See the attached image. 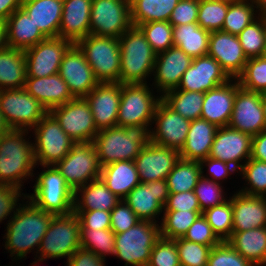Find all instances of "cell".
<instances>
[{"instance_id": "6da1fadb", "label": "cell", "mask_w": 266, "mask_h": 266, "mask_svg": "<svg viewBox=\"0 0 266 266\" xmlns=\"http://www.w3.org/2000/svg\"><path fill=\"white\" fill-rule=\"evenodd\" d=\"M25 203H18L13 217L6 224L4 247L11 257L15 256L12 261L27 258L26 255L35 249L37 256L41 241L54 216L37 208L29 200Z\"/></svg>"}, {"instance_id": "7a4b0ae2", "label": "cell", "mask_w": 266, "mask_h": 266, "mask_svg": "<svg viewBox=\"0 0 266 266\" xmlns=\"http://www.w3.org/2000/svg\"><path fill=\"white\" fill-rule=\"evenodd\" d=\"M28 130L10 129L0 135V184L23 187V180L34 177L37 166L34 142L26 141ZM26 178V179H25Z\"/></svg>"}, {"instance_id": "3957f363", "label": "cell", "mask_w": 266, "mask_h": 266, "mask_svg": "<svg viewBox=\"0 0 266 266\" xmlns=\"http://www.w3.org/2000/svg\"><path fill=\"white\" fill-rule=\"evenodd\" d=\"M149 127L152 124L114 126L99 130L93 143L100 166L116 161H134L141 149L151 142Z\"/></svg>"}, {"instance_id": "277c9868", "label": "cell", "mask_w": 266, "mask_h": 266, "mask_svg": "<svg viewBox=\"0 0 266 266\" xmlns=\"http://www.w3.org/2000/svg\"><path fill=\"white\" fill-rule=\"evenodd\" d=\"M120 84H146L153 75L157 54L137 26H131L120 38Z\"/></svg>"}, {"instance_id": "5b68a950", "label": "cell", "mask_w": 266, "mask_h": 266, "mask_svg": "<svg viewBox=\"0 0 266 266\" xmlns=\"http://www.w3.org/2000/svg\"><path fill=\"white\" fill-rule=\"evenodd\" d=\"M45 170L36 176L34 192L26 194L37 208L53 215H67L74 211L75 191L66 183L65 178L54 165L42 166Z\"/></svg>"}, {"instance_id": "8992f818", "label": "cell", "mask_w": 266, "mask_h": 266, "mask_svg": "<svg viewBox=\"0 0 266 266\" xmlns=\"http://www.w3.org/2000/svg\"><path fill=\"white\" fill-rule=\"evenodd\" d=\"M80 220L72 212L67 215H54L45 233L39 250L38 256L31 266H37L38 262L52 258H66L80 248Z\"/></svg>"}, {"instance_id": "52a82bcc", "label": "cell", "mask_w": 266, "mask_h": 266, "mask_svg": "<svg viewBox=\"0 0 266 266\" xmlns=\"http://www.w3.org/2000/svg\"><path fill=\"white\" fill-rule=\"evenodd\" d=\"M76 45L84 53L99 83H119L121 71L119 38L89 34Z\"/></svg>"}, {"instance_id": "ba28073f", "label": "cell", "mask_w": 266, "mask_h": 266, "mask_svg": "<svg viewBox=\"0 0 266 266\" xmlns=\"http://www.w3.org/2000/svg\"><path fill=\"white\" fill-rule=\"evenodd\" d=\"M160 224L139 221L125 232L115 234L114 256L125 266H147L152 248L161 237Z\"/></svg>"}, {"instance_id": "9c48e42d", "label": "cell", "mask_w": 266, "mask_h": 266, "mask_svg": "<svg viewBox=\"0 0 266 266\" xmlns=\"http://www.w3.org/2000/svg\"><path fill=\"white\" fill-rule=\"evenodd\" d=\"M34 131V132H33ZM34 155L39 166H52L61 161L76 144L48 112L33 128ZM40 163V164H39Z\"/></svg>"}, {"instance_id": "30bf717a", "label": "cell", "mask_w": 266, "mask_h": 266, "mask_svg": "<svg viewBox=\"0 0 266 266\" xmlns=\"http://www.w3.org/2000/svg\"><path fill=\"white\" fill-rule=\"evenodd\" d=\"M0 112L9 129L28 131L48 113L24 87L0 90Z\"/></svg>"}, {"instance_id": "8fae6325", "label": "cell", "mask_w": 266, "mask_h": 266, "mask_svg": "<svg viewBox=\"0 0 266 266\" xmlns=\"http://www.w3.org/2000/svg\"><path fill=\"white\" fill-rule=\"evenodd\" d=\"M148 84H121L117 126L152 124L156 107L162 100Z\"/></svg>"}, {"instance_id": "7c38bea8", "label": "cell", "mask_w": 266, "mask_h": 266, "mask_svg": "<svg viewBox=\"0 0 266 266\" xmlns=\"http://www.w3.org/2000/svg\"><path fill=\"white\" fill-rule=\"evenodd\" d=\"M54 166L73 191L100 178L101 166L93 142L76 143Z\"/></svg>"}, {"instance_id": "4fadbf2b", "label": "cell", "mask_w": 266, "mask_h": 266, "mask_svg": "<svg viewBox=\"0 0 266 266\" xmlns=\"http://www.w3.org/2000/svg\"><path fill=\"white\" fill-rule=\"evenodd\" d=\"M64 132L76 143L93 142L98 133L89 103L85 98L73 100L49 111Z\"/></svg>"}, {"instance_id": "5bb4252c", "label": "cell", "mask_w": 266, "mask_h": 266, "mask_svg": "<svg viewBox=\"0 0 266 266\" xmlns=\"http://www.w3.org/2000/svg\"><path fill=\"white\" fill-rule=\"evenodd\" d=\"M131 26L130 3L125 0H92L90 34L120 38Z\"/></svg>"}, {"instance_id": "9a60e30c", "label": "cell", "mask_w": 266, "mask_h": 266, "mask_svg": "<svg viewBox=\"0 0 266 266\" xmlns=\"http://www.w3.org/2000/svg\"><path fill=\"white\" fill-rule=\"evenodd\" d=\"M73 45L62 37H47L24 50L27 77H48L58 74L64 54Z\"/></svg>"}, {"instance_id": "2e32d148", "label": "cell", "mask_w": 266, "mask_h": 266, "mask_svg": "<svg viewBox=\"0 0 266 266\" xmlns=\"http://www.w3.org/2000/svg\"><path fill=\"white\" fill-rule=\"evenodd\" d=\"M169 197L166 180L140 182L123 199L141 221H151L158 224V218L164 211V205Z\"/></svg>"}, {"instance_id": "e0dca14e", "label": "cell", "mask_w": 266, "mask_h": 266, "mask_svg": "<svg viewBox=\"0 0 266 266\" xmlns=\"http://www.w3.org/2000/svg\"><path fill=\"white\" fill-rule=\"evenodd\" d=\"M151 128V142L181 151L185 145L191 120L174 112L162 100L158 103Z\"/></svg>"}, {"instance_id": "ac0fdd59", "label": "cell", "mask_w": 266, "mask_h": 266, "mask_svg": "<svg viewBox=\"0 0 266 266\" xmlns=\"http://www.w3.org/2000/svg\"><path fill=\"white\" fill-rule=\"evenodd\" d=\"M58 74L74 98H85L99 84L84 53L73 44L64 54Z\"/></svg>"}, {"instance_id": "d6986e66", "label": "cell", "mask_w": 266, "mask_h": 266, "mask_svg": "<svg viewBox=\"0 0 266 266\" xmlns=\"http://www.w3.org/2000/svg\"><path fill=\"white\" fill-rule=\"evenodd\" d=\"M251 146V135L229 126L219 127L215 134L209 157L222 160L240 170L246 161L250 159Z\"/></svg>"}, {"instance_id": "ffe728a7", "label": "cell", "mask_w": 266, "mask_h": 266, "mask_svg": "<svg viewBox=\"0 0 266 266\" xmlns=\"http://www.w3.org/2000/svg\"><path fill=\"white\" fill-rule=\"evenodd\" d=\"M229 127L252 137L266 130L261 93L239 88L236 91Z\"/></svg>"}, {"instance_id": "44dd1931", "label": "cell", "mask_w": 266, "mask_h": 266, "mask_svg": "<svg viewBox=\"0 0 266 266\" xmlns=\"http://www.w3.org/2000/svg\"><path fill=\"white\" fill-rule=\"evenodd\" d=\"M180 159L179 151L150 142L134 160L142 183L166 180Z\"/></svg>"}, {"instance_id": "7402d4cb", "label": "cell", "mask_w": 266, "mask_h": 266, "mask_svg": "<svg viewBox=\"0 0 266 266\" xmlns=\"http://www.w3.org/2000/svg\"><path fill=\"white\" fill-rule=\"evenodd\" d=\"M230 79L213 57L205 55L192 59L177 89L205 93Z\"/></svg>"}, {"instance_id": "603a6c76", "label": "cell", "mask_w": 266, "mask_h": 266, "mask_svg": "<svg viewBox=\"0 0 266 266\" xmlns=\"http://www.w3.org/2000/svg\"><path fill=\"white\" fill-rule=\"evenodd\" d=\"M207 55L213 57L230 78H237L248 60L238 35L222 30L210 33Z\"/></svg>"}, {"instance_id": "cb8c5ba5", "label": "cell", "mask_w": 266, "mask_h": 266, "mask_svg": "<svg viewBox=\"0 0 266 266\" xmlns=\"http://www.w3.org/2000/svg\"><path fill=\"white\" fill-rule=\"evenodd\" d=\"M192 58L178 47H170L156 56L152 83L162 96L165 92L179 86L183 73L188 69Z\"/></svg>"}, {"instance_id": "d4e9b609", "label": "cell", "mask_w": 266, "mask_h": 266, "mask_svg": "<svg viewBox=\"0 0 266 266\" xmlns=\"http://www.w3.org/2000/svg\"><path fill=\"white\" fill-rule=\"evenodd\" d=\"M85 99L90 105L98 130L117 126L121 99L120 83H99L88 93Z\"/></svg>"}, {"instance_id": "484cf974", "label": "cell", "mask_w": 266, "mask_h": 266, "mask_svg": "<svg viewBox=\"0 0 266 266\" xmlns=\"http://www.w3.org/2000/svg\"><path fill=\"white\" fill-rule=\"evenodd\" d=\"M239 88L238 80L231 78L226 83L205 92L200 118L207 120L218 128L228 126L232 116L236 91Z\"/></svg>"}, {"instance_id": "4316f807", "label": "cell", "mask_w": 266, "mask_h": 266, "mask_svg": "<svg viewBox=\"0 0 266 266\" xmlns=\"http://www.w3.org/2000/svg\"><path fill=\"white\" fill-rule=\"evenodd\" d=\"M92 0H63L59 37L73 44L90 34Z\"/></svg>"}, {"instance_id": "83f0119b", "label": "cell", "mask_w": 266, "mask_h": 266, "mask_svg": "<svg viewBox=\"0 0 266 266\" xmlns=\"http://www.w3.org/2000/svg\"><path fill=\"white\" fill-rule=\"evenodd\" d=\"M233 209L232 231H247L266 227V197L236 192L231 196Z\"/></svg>"}, {"instance_id": "f1b7e54d", "label": "cell", "mask_w": 266, "mask_h": 266, "mask_svg": "<svg viewBox=\"0 0 266 266\" xmlns=\"http://www.w3.org/2000/svg\"><path fill=\"white\" fill-rule=\"evenodd\" d=\"M24 89L49 112L74 99L64 79L55 74L48 77H27Z\"/></svg>"}, {"instance_id": "f546056e", "label": "cell", "mask_w": 266, "mask_h": 266, "mask_svg": "<svg viewBox=\"0 0 266 266\" xmlns=\"http://www.w3.org/2000/svg\"><path fill=\"white\" fill-rule=\"evenodd\" d=\"M5 33L6 45L23 51L47 38L22 7L5 20Z\"/></svg>"}, {"instance_id": "4dcf8cb0", "label": "cell", "mask_w": 266, "mask_h": 266, "mask_svg": "<svg viewBox=\"0 0 266 266\" xmlns=\"http://www.w3.org/2000/svg\"><path fill=\"white\" fill-rule=\"evenodd\" d=\"M218 127L207 120H191L186 142L181 149L180 158L200 162L209 157Z\"/></svg>"}, {"instance_id": "1f68e13d", "label": "cell", "mask_w": 266, "mask_h": 266, "mask_svg": "<svg viewBox=\"0 0 266 266\" xmlns=\"http://www.w3.org/2000/svg\"><path fill=\"white\" fill-rule=\"evenodd\" d=\"M21 7L46 37H59L63 0H27Z\"/></svg>"}, {"instance_id": "d6a6232c", "label": "cell", "mask_w": 266, "mask_h": 266, "mask_svg": "<svg viewBox=\"0 0 266 266\" xmlns=\"http://www.w3.org/2000/svg\"><path fill=\"white\" fill-rule=\"evenodd\" d=\"M100 179L120 199L141 181L134 161H116L101 167Z\"/></svg>"}, {"instance_id": "836d02e7", "label": "cell", "mask_w": 266, "mask_h": 266, "mask_svg": "<svg viewBox=\"0 0 266 266\" xmlns=\"http://www.w3.org/2000/svg\"><path fill=\"white\" fill-rule=\"evenodd\" d=\"M79 193V194H78ZM121 199L99 178L79 187L74 194V211H110Z\"/></svg>"}, {"instance_id": "e575fe53", "label": "cell", "mask_w": 266, "mask_h": 266, "mask_svg": "<svg viewBox=\"0 0 266 266\" xmlns=\"http://www.w3.org/2000/svg\"><path fill=\"white\" fill-rule=\"evenodd\" d=\"M227 242L254 266L266 265V227L232 231Z\"/></svg>"}, {"instance_id": "d590c367", "label": "cell", "mask_w": 266, "mask_h": 266, "mask_svg": "<svg viewBox=\"0 0 266 266\" xmlns=\"http://www.w3.org/2000/svg\"><path fill=\"white\" fill-rule=\"evenodd\" d=\"M26 59L23 50L4 47L0 50V90L23 88L26 83Z\"/></svg>"}, {"instance_id": "8d00e7d4", "label": "cell", "mask_w": 266, "mask_h": 266, "mask_svg": "<svg viewBox=\"0 0 266 266\" xmlns=\"http://www.w3.org/2000/svg\"><path fill=\"white\" fill-rule=\"evenodd\" d=\"M210 33L197 23L173 26V43L192 59L205 56L208 53Z\"/></svg>"}, {"instance_id": "74e56055", "label": "cell", "mask_w": 266, "mask_h": 266, "mask_svg": "<svg viewBox=\"0 0 266 266\" xmlns=\"http://www.w3.org/2000/svg\"><path fill=\"white\" fill-rule=\"evenodd\" d=\"M179 0H133L130 3L132 26L148 22L169 21Z\"/></svg>"}, {"instance_id": "f35d334b", "label": "cell", "mask_w": 266, "mask_h": 266, "mask_svg": "<svg viewBox=\"0 0 266 266\" xmlns=\"http://www.w3.org/2000/svg\"><path fill=\"white\" fill-rule=\"evenodd\" d=\"M162 101L182 117L195 120L200 119L204 93L175 88L165 92L162 95Z\"/></svg>"}, {"instance_id": "ab89813d", "label": "cell", "mask_w": 266, "mask_h": 266, "mask_svg": "<svg viewBox=\"0 0 266 266\" xmlns=\"http://www.w3.org/2000/svg\"><path fill=\"white\" fill-rule=\"evenodd\" d=\"M200 177V162L180 158L166 179L169 194L194 190Z\"/></svg>"}, {"instance_id": "60d3db41", "label": "cell", "mask_w": 266, "mask_h": 266, "mask_svg": "<svg viewBox=\"0 0 266 266\" xmlns=\"http://www.w3.org/2000/svg\"><path fill=\"white\" fill-rule=\"evenodd\" d=\"M252 0H232L229 4L222 31L238 35L259 16ZM256 12V13H255Z\"/></svg>"}, {"instance_id": "b9f144b4", "label": "cell", "mask_w": 266, "mask_h": 266, "mask_svg": "<svg viewBox=\"0 0 266 266\" xmlns=\"http://www.w3.org/2000/svg\"><path fill=\"white\" fill-rule=\"evenodd\" d=\"M160 224L161 237L183 238L189 227L203 213L202 211H163Z\"/></svg>"}, {"instance_id": "7bdbcfd3", "label": "cell", "mask_w": 266, "mask_h": 266, "mask_svg": "<svg viewBox=\"0 0 266 266\" xmlns=\"http://www.w3.org/2000/svg\"><path fill=\"white\" fill-rule=\"evenodd\" d=\"M238 38L247 58L266 55L265 18L258 17L238 34Z\"/></svg>"}, {"instance_id": "ee69618b", "label": "cell", "mask_w": 266, "mask_h": 266, "mask_svg": "<svg viewBox=\"0 0 266 266\" xmlns=\"http://www.w3.org/2000/svg\"><path fill=\"white\" fill-rule=\"evenodd\" d=\"M232 0H199L197 24L209 32L222 30Z\"/></svg>"}, {"instance_id": "f6af8a7d", "label": "cell", "mask_w": 266, "mask_h": 266, "mask_svg": "<svg viewBox=\"0 0 266 266\" xmlns=\"http://www.w3.org/2000/svg\"><path fill=\"white\" fill-rule=\"evenodd\" d=\"M80 245L106 259L115 251V233L111 229H80Z\"/></svg>"}, {"instance_id": "bcb514c9", "label": "cell", "mask_w": 266, "mask_h": 266, "mask_svg": "<svg viewBox=\"0 0 266 266\" xmlns=\"http://www.w3.org/2000/svg\"><path fill=\"white\" fill-rule=\"evenodd\" d=\"M236 79L245 90L266 93V55L248 58L243 72Z\"/></svg>"}, {"instance_id": "7dc6e473", "label": "cell", "mask_w": 266, "mask_h": 266, "mask_svg": "<svg viewBox=\"0 0 266 266\" xmlns=\"http://www.w3.org/2000/svg\"><path fill=\"white\" fill-rule=\"evenodd\" d=\"M247 183L241 193L266 197V162H261L250 158L238 171Z\"/></svg>"}, {"instance_id": "c3c4849f", "label": "cell", "mask_w": 266, "mask_h": 266, "mask_svg": "<svg viewBox=\"0 0 266 266\" xmlns=\"http://www.w3.org/2000/svg\"><path fill=\"white\" fill-rule=\"evenodd\" d=\"M202 215L221 241H227L232 236L233 209L231 197L223 204L205 210Z\"/></svg>"}, {"instance_id": "681fc988", "label": "cell", "mask_w": 266, "mask_h": 266, "mask_svg": "<svg viewBox=\"0 0 266 266\" xmlns=\"http://www.w3.org/2000/svg\"><path fill=\"white\" fill-rule=\"evenodd\" d=\"M156 54L165 52L173 43V26L169 21H155L138 26Z\"/></svg>"}, {"instance_id": "f907efd6", "label": "cell", "mask_w": 266, "mask_h": 266, "mask_svg": "<svg viewBox=\"0 0 266 266\" xmlns=\"http://www.w3.org/2000/svg\"><path fill=\"white\" fill-rule=\"evenodd\" d=\"M223 186L220 183L214 182L210 179L200 177L197 181V185L194 188L195 196L198 199L201 211L219 206L227 201L225 193L223 192ZM225 197V198H224Z\"/></svg>"}, {"instance_id": "816d5d0a", "label": "cell", "mask_w": 266, "mask_h": 266, "mask_svg": "<svg viewBox=\"0 0 266 266\" xmlns=\"http://www.w3.org/2000/svg\"><path fill=\"white\" fill-rule=\"evenodd\" d=\"M176 245L181 266H207L213 246L190 242L183 238L176 239Z\"/></svg>"}, {"instance_id": "f5cc1de1", "label": "cell", "mask_w": 266, "mask_h": 266, "mask_svg": "<svg viewBox=\"0 0 266 266\" xmlns=\"http://www.w3.org/2000/svg\"><path fill=\"white\" fill-rule=\"evenodd\" d=\"M207 266H254L239 254L227 241L211 248Z\"/></svg>"}, {"instance_id": "db71d44e", "label": "cell", "mask_w": 266, "mask_h": 266, "mask_svg": "<svg viewBox=\"0 0 266 266\" xmlns=\"http://www.w3.org/2000/svg\"><path fill=\"white\" fill-rule=\"evenodd\" d=\"M147 266H181L176 239L160 237L152 248Z\"/></svg>"}, {"instance_id": "11a10c76", "label": "cell", "mask_w": 266, "mask_h": 266, "mask_svg": "<svg viewBox=\"0 0 266 266\" xmlns=\"http://www.w3.org/2000/svg\"><path fill=\"white\" fill-rule=\"evenodd\" d=\"M183 239L207 246H215L221 242L202 214L189 227Z\"/></svg>"}, {"instance_id": "9f6ffc18", "label": "cell", "mask_w": 266, "mask_h": 266, "mask_svg": "<svg viewBox=\"0 0 266 266\" xmlns=\"http://www.w3.org/2000/svg\"><path fill=\"white\" fill-rule=\"evenodd\" d=\"M111 226L110 229L119 234L129 230L141 221L134 211L127 205V203L121 199L116 206L111 210Z\"/></svg>"}, {"instance_id": "6f0895ef", "label": "cell", "mask_w": 266, "mask_h": 266, "mask_svg": "<svg viewBox=\"0 0 266 266\" xmlns=\"http://www.w3.org/2000/svg\"><path fill=\"white\" fill-rule=\"evenodd\" d=\"M199 0H179L169 18L172 26L197 23Z\"/></svg>"}, {"instance_id": "680465c9", "label": "cell", "mask_w": 266, "mask_h": 266, "mask_svg": "<svg viewBox=\"0 0 266 266\" xmlns=\"http://www.w3.org/2000/svg\"><path fill=\"white\" fill-rule=\"evenodd\" d=\"M21 191L23 190L13 186L0 184V223L9 216L10 219L13 217L14 212L18 207L17 202L20 201L21 197H23V200L26 199V194Z\"/></svg>"}, {"instance_id": "91938a15", "label": "cell", "mask_w": 266, "mask_h": 266, "mask_svg": "<svg viewBox=\"0 0 266 266\" xmlns=\"http://www.w3.org/2000/svg\"><path fill=\"white\" fill-rule=\"evenodd\" d=\"M80 220V229H110L111 212L103 210L73 211Z\"/></svg>"}, {"instance_id": "94428289", "label": "cell", "mask_w": 266, "mask_h": 266, "mask_svg": "<svg viewBox=\"0 0 266 266\" xmlns=\"http://www.w3.org/2000/svg\"><path fill=\"white\" fill-rule=\"evenodd\" d=\"M200 166H201L202 177L210 179L220 184H222L223 180L227 179L228 176H231V174H234L236 173V171H238L234 166L222 160L214 159L211 157H207L206 159L201 160ZM204 166L208 167L209 176L204 175L203 171ZM210 175L212 176L211 178Z\"/></svg>"}, {"instance_id": "6125c7cd", "label": "cell", "mask_w": 266, "mask_h": 266, "mask_svg": "<svg viewBox=\"0 0 266 266\" xmlns=\"http://www.w3.org/2000/svg\"><path fill=\"white\" fill-rule=\"evenodd\" d=\"M201 211L194 190L169 194L164 211Z\"/></svg>"}, {"instance_id": "be15d7a7", "label": "cell", "mask_w": 266, "mask_h": 266, "mask_svg": "<svg viewBox=\"0 0 266 266\" xmlns=\"http://www.w3.org/2000/svg\"><path fill=\"white\" fill-rule=\"evenodd\" d=\"M105 259L90 250L78 248L67 260V266H106Z\"/></svg>"}, {"instance_id": "e7e4bbea", "label": "cell", "mask_w": 266, "mask_h": 266, "mask_svg": "<svg viewBox=\"0 0 266 266\" xmlns=\"http://www.w3.org/2000/svg\"><path fill=\"white\" fill-rule=\"evenodd\" d=\"M250 158L266 162V130L252 137Z\"/></svg>"}, {"instance_id": "03108f58", "label": "cell", "mask_w": 266, "mask_h": 266, "mask_svg": "<svg viewBox=\"0 0 266 266\" xmlns=\"http://www.w3.org/2000/svg\"><path fill=\"white\" fill-rule=\"evenodd\" d=\"M22 0H0V19L6 20L15 10L21 7Z\"/></svg>"}, {"instance_id": "003e7915", "label": "cell", "mask_w": 266, "mask_h": 266, "mask_svg": "<svg viewBox=\"0 0 266 266\" xmlns=\"http://www.w3.org/2000/svg\"><path fill=\"white\" fill-rule=\"evenodd\" d=\"M259 17L266 18V0H252Z\"/></svg>"}, {"instance_id": "a7ac6f4b", "label": "cell", "mask_w": 266, "mask_h": 266, "mask_svg": "<svg viewBox=\"0 0 266 266\" xmlns=\"http://www.w3.org/2000/svg\"><path fill=\"white\" fill-rule=\"evenodd\" d=\"M6 46L5 20L0 19V50Z\"/></svg>"}, {"instance_id": "89a4df30", "label": "cell", "mask_w": 266, "mask_h": 266, "mask_svg": "<svg viewBox=\"0 0 266 266\" xmlns=\"http://www.w3.org/2000/svg\"><path fill=\"white\" fill-rule=\"evenodd\" d=\"M9 127L6 124L3 115L0 112V135L6 133L7 131H9Z\"/></svg>"}, {"instance_id": "2644e50d", "label": "cell", "mask_w": 266, "mask_h": 266, "mask_svg": "<svg viewBox=\"0 0 266 266\" xmlns=\"http://www.w3.org/2000/svg\"><path fill=\"white\" fill-rule=\"evenodd\" d=\"M261 105H262V109H263V113H264V117L266 121V93H261Z\"/></svg>"}, {"instance_id": "8c879c8a", "label": "cell", "mask_w": 266, "mask_h": 266, "mask_svg": "<svg viewBox=\"0 0 266 266\" xmlns=\"http://www.w3.org/2000/svg\"><path fill=\"white\" fill-rule=\"evenodd\" d=\"M125 1H127L128 3H131L133 0H125Z\"/></svg>"}]
</instances>
